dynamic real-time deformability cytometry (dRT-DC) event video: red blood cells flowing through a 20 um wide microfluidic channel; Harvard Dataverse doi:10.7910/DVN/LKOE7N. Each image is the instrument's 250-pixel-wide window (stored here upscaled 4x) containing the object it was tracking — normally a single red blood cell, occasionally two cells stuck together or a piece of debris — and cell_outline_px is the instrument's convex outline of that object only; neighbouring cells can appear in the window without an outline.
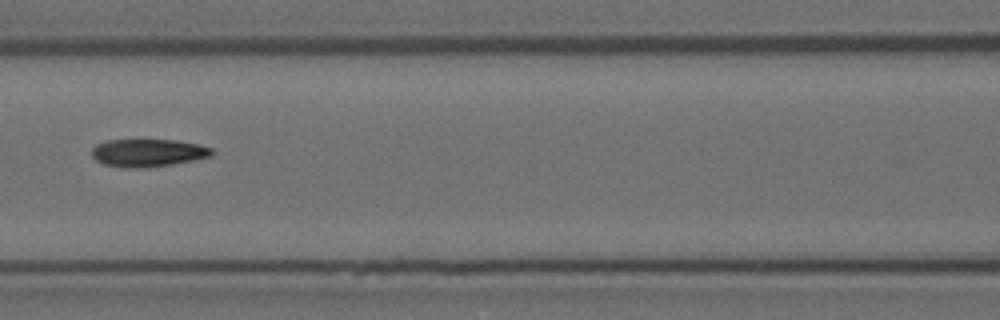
{"species": "Egyptian fruit bat (a non-hibernating species)", "species_latin": "Rousettus aegyptiacus", "temperature_condition": "room temperature", "stored_images_in_passage": 9, "camera_frame_rate_fps": 3000, "um_per_image_px": 0.085, "animal": {"sex": "female"}, "frame": {"image": 1, "passage_image": 7, "time_ms": 2.0, "image_size_px": [1000, 320], "cell_outline_px": [[212, 156], [196, 160], [148, 168], [128, 168], [104, 164], [96, 160], [92, 156], [92, 148], [96, 144], [108, 140], [176, 140], [200, 144], [212, 148]], "centroid_in_image_um": [12.6, 12.99], "position_along_channel_um": 154.0, "area_um2": 19.54}}
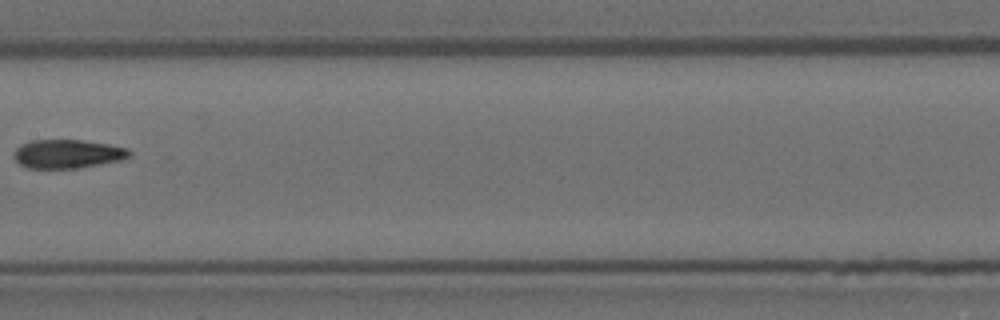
{"frame": {"image": 2, "passage_image": 8, "time_ms": 2.333, "image_size_px": [1000, 320], "cell_outline_px": [[132, 156], [120, 160], [80, 168], [28, 168], [20, 164], [12, 156], [16, 148], [20, 144], [32, 140], [80, 140], [108, 144], [128, 148], [132, 152]], "centroid_in_image_um": [5.74, 13.08], "position_along_channel_um": 201.7, "area_um2": 19.42}}
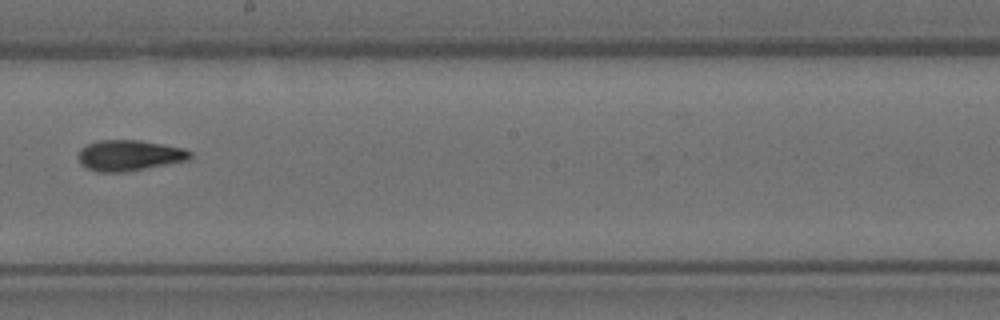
{"frame": {"image": 3, "passage_image": 9, "time_ms": 2.667, "image_size_px": [1000, 320], "cell_outline_px": [[192, 156], [188, 160], [128, 172], [96, 172], [80, 164], [76, 156], [80, 148], [88, 144], [100, 140], [140, 140], [184, 148], [192, 152]], "centroid_in_image_um": [10.97, 13.22], "position_along_channel_um": 237.2, "area_um2": 20.29}}